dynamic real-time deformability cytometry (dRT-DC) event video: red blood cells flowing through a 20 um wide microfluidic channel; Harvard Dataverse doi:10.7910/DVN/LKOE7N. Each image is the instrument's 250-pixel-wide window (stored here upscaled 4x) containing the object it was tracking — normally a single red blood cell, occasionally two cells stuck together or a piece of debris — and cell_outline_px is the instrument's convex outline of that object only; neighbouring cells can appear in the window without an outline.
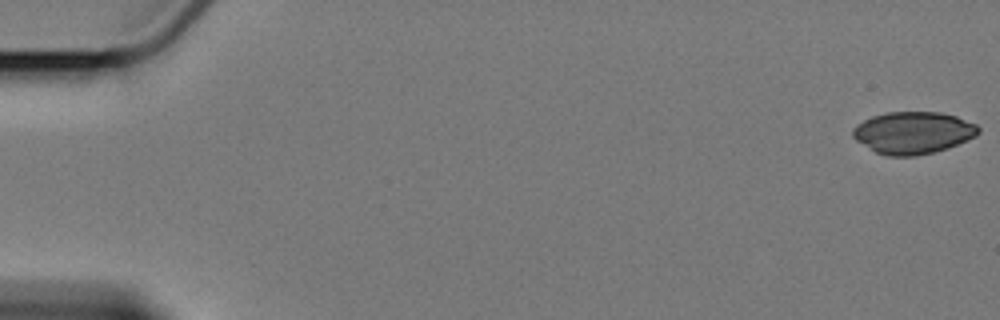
{"species": "Egyptian fruit bat (a non-hibernating species)", "species_latin": "Rousettus aegyptiacus", "temperature_condition": "cold", "stored_images_in_passage": 6, "camera_frame_rate_fps": 3000, "um_per_image_px": 0.085, "animal": {"sex": "female"}, "frame": {"image": 1, "passage_image": 1, "time_ms": 0.0, "image_size_px": [1000, 320], "cell_outline_px": [[980, 132], [976, 136], [948, 148], [916, 156], [888, 156], [876, 152], [856, 140], [852, 136], [852, 128], [856, 124], [872, 116], [888, 112], [940, 112], [956, 116], [976, 124], [980, 128]], "centroid_in_image_um": [77.61, 11.27], "position_along_channel_um": 7.4, "area_um2": 30.81}}
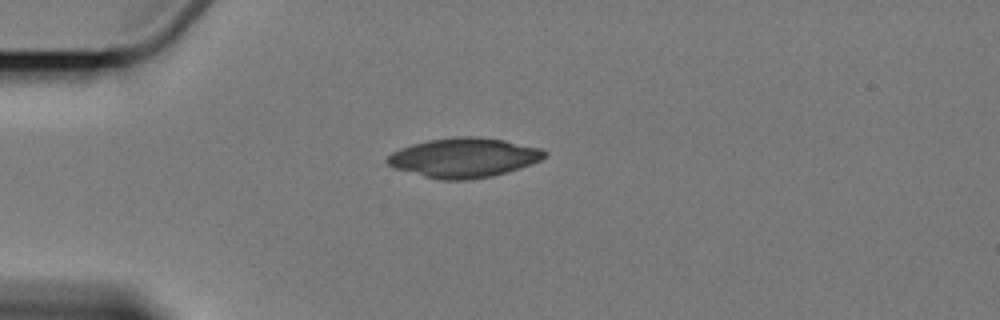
{"frame": {"image": 2, "passage_image": 5, "time_ms": 5.0, "image_size_px": [1000, 320], "cell_outline_px": [[548, 152], [540, 160], [520, 168], [492, 176], [464, 180], [440, 180], [424, 176], [396, 168], [388, 164], [384, 160], [392, 152], [400, 148], [412, 144], [428, 140], [460, 136], [480, 136], [504, 140], [540, 148]], "centroid_in_image_um": [39.42, 13.39], "position_along_channel_um": 45.6, "area_um2": 36.01}}